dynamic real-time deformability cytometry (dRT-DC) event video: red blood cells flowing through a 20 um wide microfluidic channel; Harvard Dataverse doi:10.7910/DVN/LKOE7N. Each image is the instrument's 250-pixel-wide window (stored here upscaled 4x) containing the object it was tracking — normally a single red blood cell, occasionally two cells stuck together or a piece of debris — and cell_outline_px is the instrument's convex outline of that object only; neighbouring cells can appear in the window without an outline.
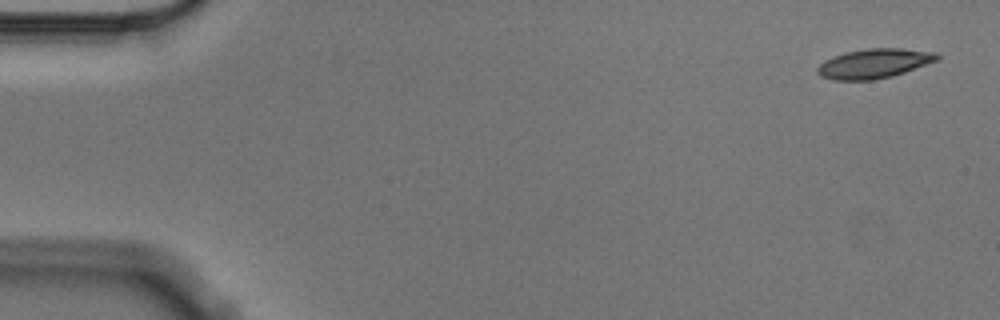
{"species": "Egyptian fruit bat (a non-hibernating species)", "species_latin": "Rousettus aegyptiacus", "temperature_condition": "cold", "stored_images_in_passage": 4, "camera_frame_rate_fps": 3000, "um_per_image_px": 0.085, "animal": {"sex": "male"}, "frame": {"image": 1, "passage_image": 1, "time_ms": 0.0, "image_size_px": [1000, 320], "cell_outline_px": [[940, 56], [936, 60], [904, 72], [892, 76], [872, 80], [832, 80], [820, 76], [816, 72], [816, 68], [824, 60], [844, 52], [868, 48], [900, 48], [936, 52]], "centroid_in_image_um": [74.24, 5.39], "position_along_channel_um": 10.8, "area_um2": 20.52}}
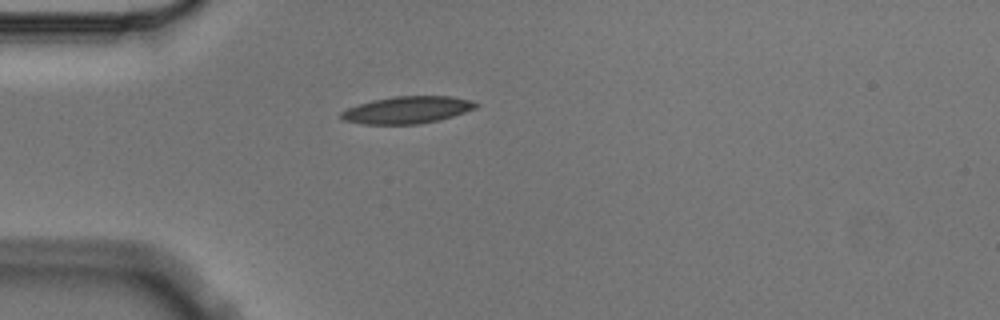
{"frame": {"image": 2, "passage_image": 4, "time_ms": 1.0, "image_size_px": [1000, 320], "cell_outline_px": [[480, 104], [476, 108], [440, 120], [420, 124], [364, 124], [344, 120], [340, 116], [340, 112], [348, 108], [372, 100], [396, 96], [452, 96], [472, 100]], "centroid_in_image_um": [34.65, 9.34], "position_along_channel_um": 50.4, "area_um2": 21.27}}